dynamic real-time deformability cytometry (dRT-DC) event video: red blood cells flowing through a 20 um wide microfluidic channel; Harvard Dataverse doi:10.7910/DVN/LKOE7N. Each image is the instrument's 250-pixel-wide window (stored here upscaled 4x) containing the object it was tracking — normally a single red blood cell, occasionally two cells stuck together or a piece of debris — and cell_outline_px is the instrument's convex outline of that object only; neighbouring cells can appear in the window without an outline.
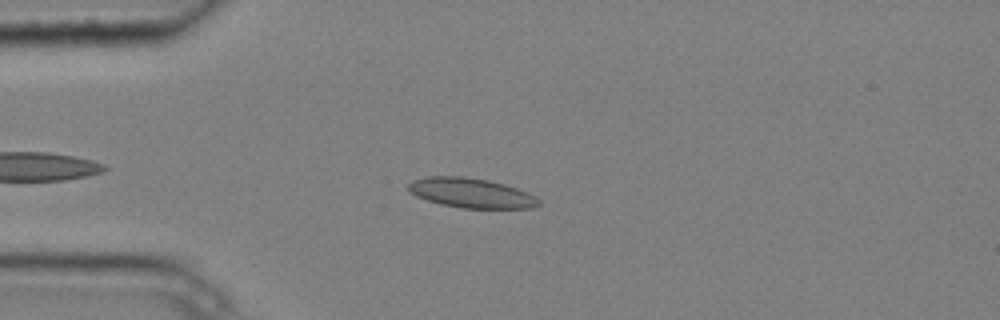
{"species": "common noctule bat (a hibernating species)", "species_latin": "Nyctalus noctula", "temperature_condition": "cold", "stored_images_in_passage": 3, "camera_frame_rate_fps": 3000, "um_per_image_px": 0.085, "animal": {"sex": "male", "body_mass_g": 20.4}, "frame": {"image": 1, "passage_image": 3, "time_ms": 0.667, "image_size_px": [1000, 320], "cell_outline_px": [[540, 204], [532, 208], [460, 208], [440, 204], [416, 196], [408, 192], [408, 184], [412, 180], [428, 176], [464, 176], [488, 180], [504, 184], [528, 192], [536, 196], [540, 200]], "centroid_in_image_um": [40.04, 16.4], "position_along_channel_um": 45.0, "area_um2": 22.72}}